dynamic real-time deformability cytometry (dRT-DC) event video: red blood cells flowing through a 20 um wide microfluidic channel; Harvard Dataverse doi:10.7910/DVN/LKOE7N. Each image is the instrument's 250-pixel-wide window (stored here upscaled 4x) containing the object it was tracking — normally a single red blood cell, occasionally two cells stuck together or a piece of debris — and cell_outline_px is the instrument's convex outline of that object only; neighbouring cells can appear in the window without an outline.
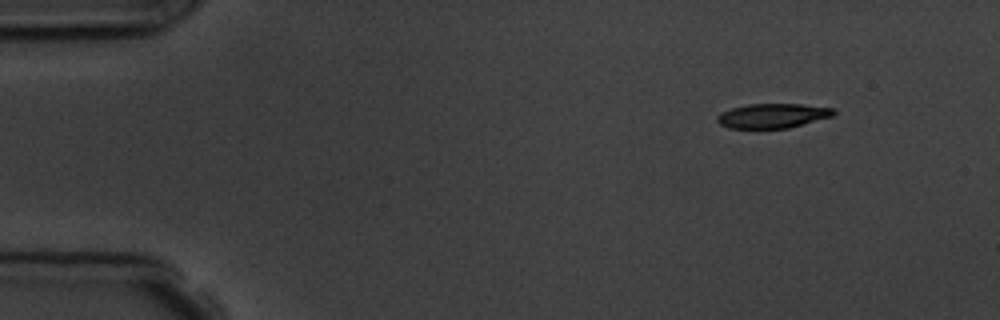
{"species": "common noctule bat (a hibernating species)", "species_latin": "Nyctalus noctula", "temperature_condition": "room temperature", "stored_images_in_passage": 4, "camera_frame_rate_fps": 3000, "um_per_image_px": 0.085, "animal": {"sex": "male", "body_mass_g": 19.5, "forearm_length_mm": 54.6}, "frame": {"image": 1, "passage_image": 1, "time_ms": 0.0, "image_size_px": [1000, 320], "cell_outline_px": [[836, 112], [832, 116], [788, 128], [728, 128], [720, 124], [716, 120], [716, 116], [720, 112], [732, 108], [748, 104], [804, 104], [832, 108]], "centroid_in_image_um": [65.64, 9.83], "position_along_channel_um": 19.4, "area_um2": 16.59}}
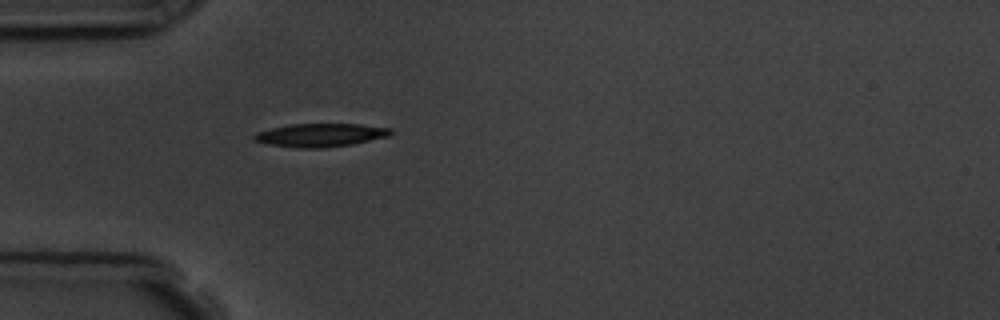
{"frame": {"image": 2, "passage_image": 4, "time_ms": 3.333, "image_size_px": [1000, 320], "cell_outline_px": [[392, 132], [388, 136], [352, 144], [324, 148], [300, 148], [268, 144], [256, 140], [252, 136], [256, 132], [288, 124], [360, 124], [392, 128]], "centroid_in_image_um": [27.24, 11.48], "position_along_channel_um": 57.8, "area_um2": 18.44}}